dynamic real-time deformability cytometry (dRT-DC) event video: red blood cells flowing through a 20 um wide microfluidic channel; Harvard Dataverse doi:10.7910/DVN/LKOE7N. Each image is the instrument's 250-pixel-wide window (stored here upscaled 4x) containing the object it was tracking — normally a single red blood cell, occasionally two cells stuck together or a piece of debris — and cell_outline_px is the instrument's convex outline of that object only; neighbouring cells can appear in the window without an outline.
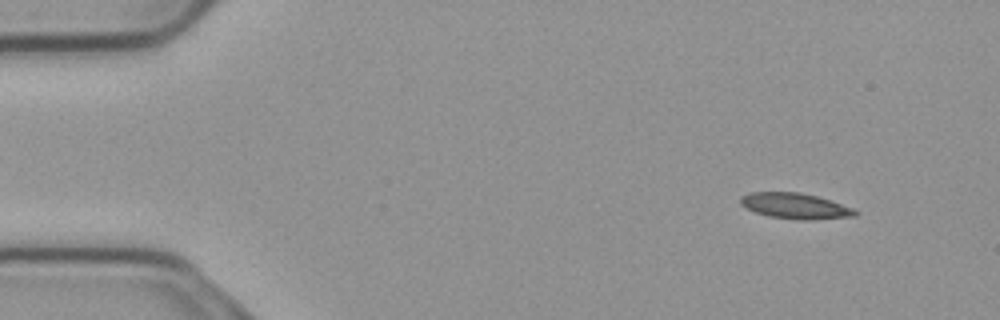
{"species": "common noctule bat (a hibernating species)", "species_latin": "Nyctalus noctula", "temperature_condition": "cold", "stored_images_in_passage": 55, "camera_frame_rate_fps": 3000, "um_per_image_px": 0.085, "animal": {"sex": "male", "body_mass_g": 23.1, "forearm_length_mm": 52.7}, "frame": {"image": 1, "passage_image": 5, "time_ms": 1.333, "image_size_px": [1000, 320], "cell_outline_px": [[860, 212], [856, 216], [804, 220], [800, 220], [768, 216], [756, 212], [740, 204], [740, 196], [748, 192], [800, 192], [816, 196], [852, 208]], "centroid_in_image_um": [67.56, 17.5], "position_along_channel_um": 17.4, "area_um2": 16.99}}
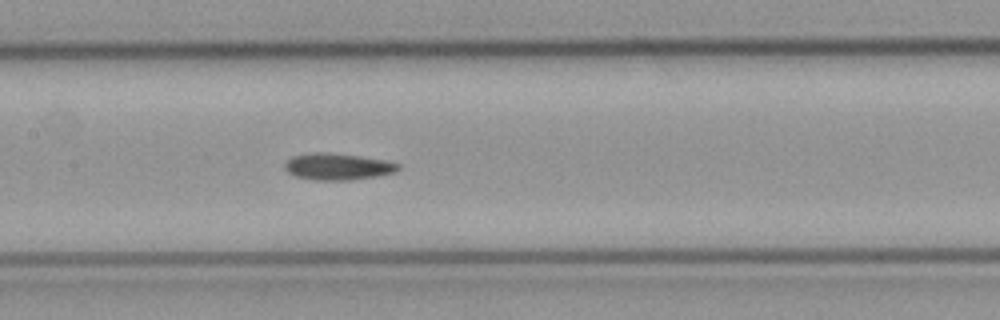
{"frame": {"image": 2, "passage_image": 26, "time_ms": 8.333, "image_size_px": [1000, 320], "cell_outline_px": [[400, 168], [396, 172], [376, 176], [352, 180], [312, 180], [296, 176], [288, 172], [284, 168], [284, 164], [292, 156], [312, 152], [328, 152], [360, 156], [384, 160], [400, 164]], "centroid_in_image_um": [28.7, 14.16], "position_along_channel_um": 178.7, "area_um2": 17.69}}
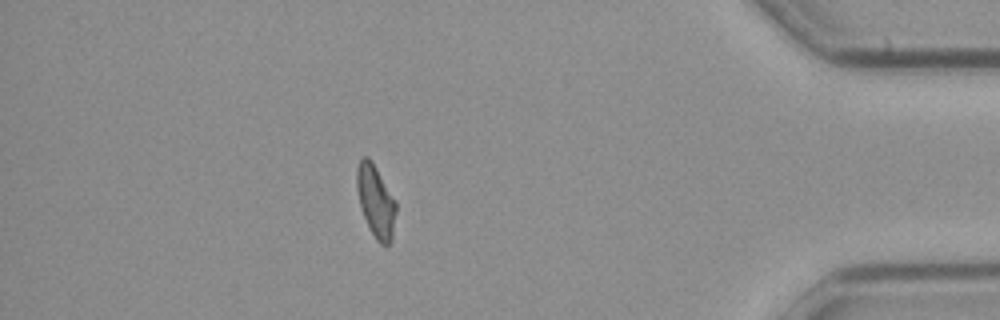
{"frame": {"image": 3, "passage_image": 48, "time_ms": 15.667, "image_size_px": [1000, 320], "cell_outline_px": [[396, 212], [392, 240], [388, 244], [380, 244], [376, 240], [364, 216], [360, 204], [356, 184], [356, 168], [360, 160], [364, 156], [368, 156], [372, 160], [396, 200]], "centroid_in_image_um": [31.95, 17.06], "position_along_channel_um": 403.2, "area_um2": 16.47}}